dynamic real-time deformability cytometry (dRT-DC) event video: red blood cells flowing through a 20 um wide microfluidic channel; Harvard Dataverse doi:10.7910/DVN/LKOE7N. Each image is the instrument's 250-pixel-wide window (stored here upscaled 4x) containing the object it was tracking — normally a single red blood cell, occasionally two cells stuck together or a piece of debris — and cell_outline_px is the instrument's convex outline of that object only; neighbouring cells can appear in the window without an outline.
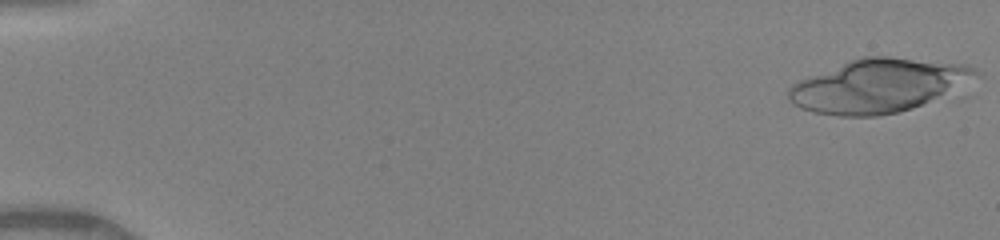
{"species": "human", "species_latin": "Homo sapiens", "temperature_condition": "warm", "stored_images_in_passage": 39, "camera_frame_rate_fps": 3000, "um_per_image_px": 0.085, "donor": {"sex": "female"}, "frame": {"image": 1, "passage_image": 1, "time_ms": 0.0, "image_size_px": [1000, 240], "cell_outline_px": [[984, 76], [956, 100], [900, 112], [876, 116], [836, 116], [812, 112], [800, 108], [792, 104], [788, 100], [788, 88], [792, 84], [800, 80], [860, 56], [888, 56], [968, 64], [976, 68]], "centroid_in_image_um": [74.99, 7.32], "position_along_channel_um": 10.0, "area_um2": 61.67}}
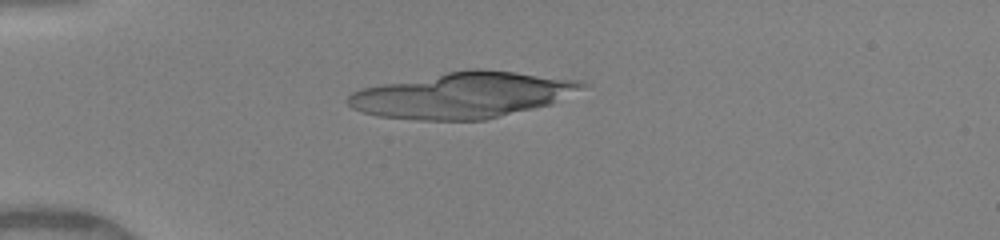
{"frame": {"image": 2, "passage_image": 13, "time_ms": 4.0, "image_size_px": [1000, 240], "cell_outline_px": [[588, 84], [552, 104], [484, 120], [420, 120], [380, 116], [364, 112], [352, 108], [344, 100], [352, 92], [360, 88], [380, 84], [448, 72], [472, 68], [480, 68], [516, 72], [580, 80]], "centroid_in_image_um": [39.31, 8.09], "position_along_channel_um": 45.7, "area_um2": 62.14}}